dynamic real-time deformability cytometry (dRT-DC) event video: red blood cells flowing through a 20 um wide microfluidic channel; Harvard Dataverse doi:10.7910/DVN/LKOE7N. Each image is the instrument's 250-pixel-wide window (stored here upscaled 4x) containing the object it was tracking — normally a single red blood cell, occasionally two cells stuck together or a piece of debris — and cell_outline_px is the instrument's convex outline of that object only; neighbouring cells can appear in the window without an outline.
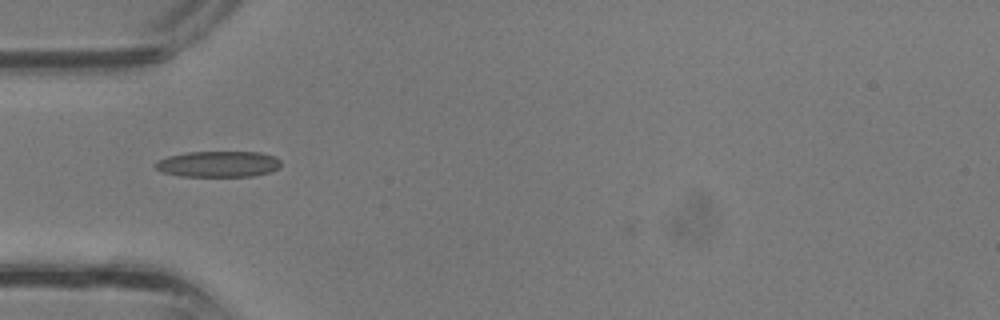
{"species": "common noctule bat (a hibernating species)", "species_latin": "Nyctalus noctula", "temperature_condition": "room temperature", "stored_images_in_passage": 26, "camera_frame_rate_fps": 3000, "um_per_image_px": 0.085, "animal": {"sex": "male", "body_mass_g": 13.3}, "frame": {"image": 1, "passage_image": 1, "time_ms": 0.0, "image_size_px": [1000, 320], "cell_outline_px": [[280, 168], [268, 172], [252, 176], [180, 176], [160, 172], [152, 164], [156, 160], [168, 156], [188, 152], [260, 152], [276, 156], [280, 160]], "centroid_in_image_um": [18.52, 13.94], "position_along_channel_um": 66.5, "area_um2": 19.19}}
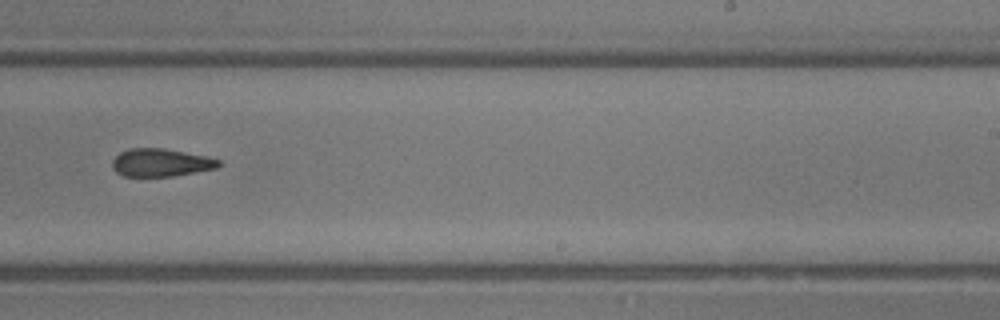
{"frame": {"image": 2, "passage_image": 12, "time_ms": 3.667, "image_size_px": [1000, 320], "cell_outline_px": [[220, 168], [172, 176], [124, 176], [116, 172], [112, 168], [112, 160], [120, 152], [128, 148], [164, 148], [208, 156], [220, 160]], "centroid_in_image_um": [13.69, 13.81], "position_along_channel_um": 275.3, "area_um2": 17.46}}
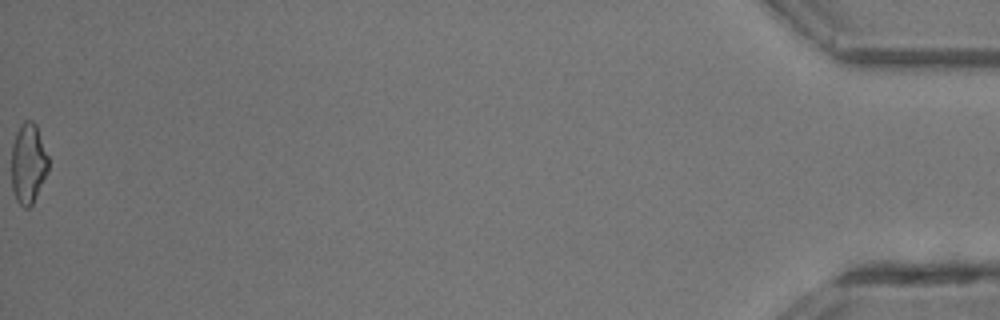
{"frame": {"image": 3, "passage_image": 26, "time_ms": 8.333, "image_size_px": [1000, 320], "cell_outline_px": [[48, 172], [32, 204], [28, 208], [24, 208], [16, 200], [12, 188], [12, 144], [16, 132], [20, 124], [24, 120], [32, 120], [36, 124], [48, 156]], "centroid_in_image_um": [2.4, 13.88], "position_along_channel_um": 432.8, "area_um2": 17.28}}